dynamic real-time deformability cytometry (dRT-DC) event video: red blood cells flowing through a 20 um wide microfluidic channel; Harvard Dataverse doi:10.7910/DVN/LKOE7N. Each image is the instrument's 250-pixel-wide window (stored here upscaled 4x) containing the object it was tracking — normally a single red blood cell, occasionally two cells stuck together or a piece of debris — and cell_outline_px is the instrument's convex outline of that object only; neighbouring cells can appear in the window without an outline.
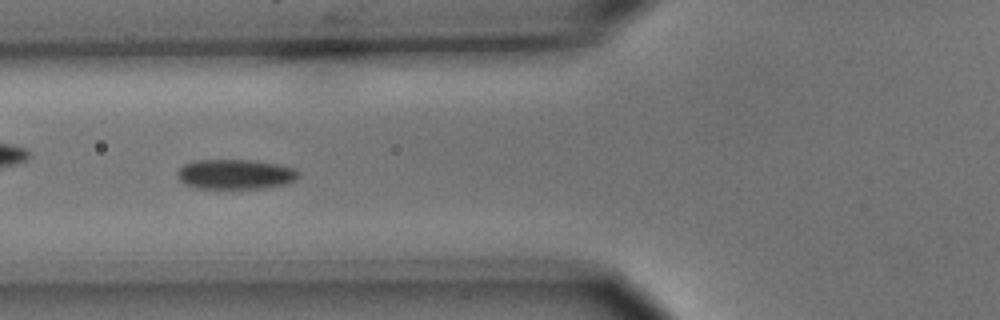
{"species": "common noctule bat (a hibernating species)", "species_latin": "Nyctalus noctula", "temperature_condition": "cold", "stored_images_in_passage": 55, "camera_frame_rate_fps": 3000, "um_per_image_px": 0.085, "animal": {"sex": "male", "body_mass_g": 15.6}, "frame": {"image": 1, "passage_image": 21, "time_ms": 6.667, "image_size_px": [1000, 320], "cell_outline_px": [[300, 176], [296, 180], [288, 184], [264, 188], [192, 188], [184, 184], [176, 176], [176, 172], [184, 164], [196, 160], [252, 160], [280, 164], [296, 168], [300, 172]], "centroid_in_image_um": [20.04, 14.81], "position_along_channel_um": 105.8, "area_um2": 21.5}}
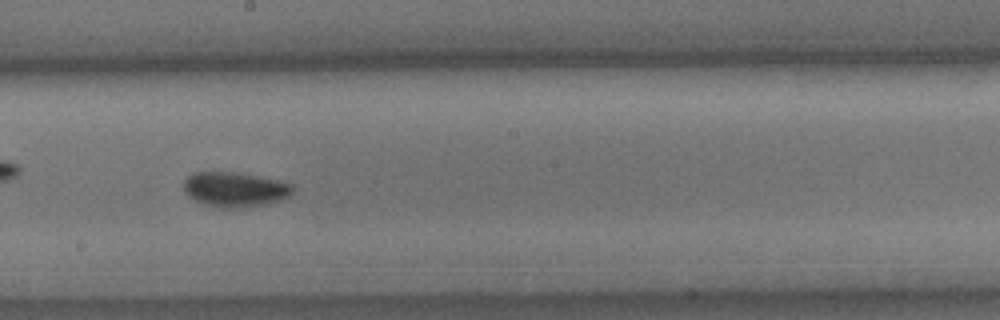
{"frame": {"image": 2, "passage_image": 31, "time_ms": 10.0, "image_size_px": [1000, 320], "cell_outline_px": [[296, 188], [288, 196], [280, 200], [268, 204], [240, 208], [220, 208], [204, 204], [188, 196], [184, 192], [184, 180], [192, 172], [228, 172], [256, 176], [292, 184]], "centroid_in_image_um": [19.94, 16.12], "position_along_channel_um": 228.3, "area_um2": 22.02}}
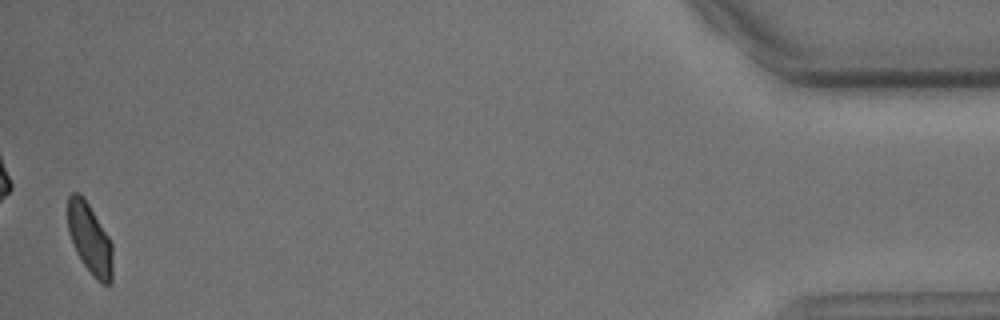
{"frame": {"image": 3, "passage_image": 54, "time_ms": 17.667, "image_size_px": [1000, 320], "cell_outline_px": [[112, 284], [104, 284], [96, 280], [84, 264], [76, 252], [72, 244], [68, 232], [68, 196], [72, 192], [80, 192], [88, 204], [108, 236], [112, 244]], "centroid_in_image_um": [7.62, 20.31], "position_along_channel_um": 427.6, "area_um2": 18.38}, "authors_computed_cell_mechanics": {"area_um2": 20.4612, "velocity_mm_per_s": 3.6691, "shape_relaxation_time_tau1_ms": 2.0905, "shape_relaxation_time_tau2_ms": null, "deformation_change_tau1": 0.0882, "deformation_change_tau2": null}}